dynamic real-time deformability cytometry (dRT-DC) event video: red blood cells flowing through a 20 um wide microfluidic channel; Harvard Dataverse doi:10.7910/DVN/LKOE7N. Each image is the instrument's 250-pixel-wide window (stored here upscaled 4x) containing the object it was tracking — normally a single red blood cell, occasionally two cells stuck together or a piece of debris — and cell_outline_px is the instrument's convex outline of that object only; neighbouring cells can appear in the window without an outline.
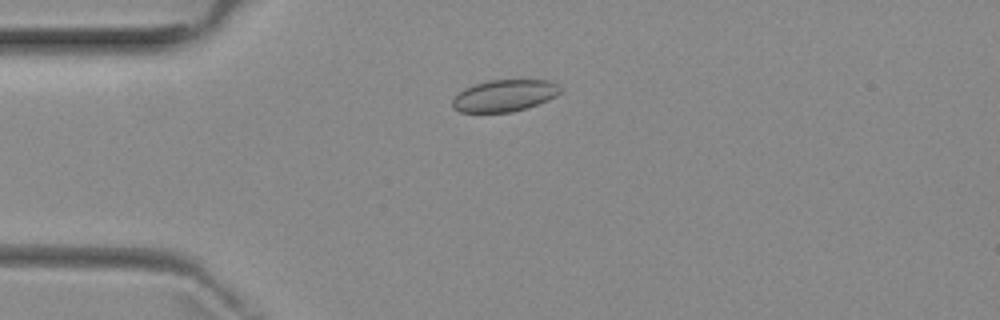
{"species": "common noctule bat (a hibernating species)", "species_latin": "Nyctalus noctula", "temperature_condition": "room temperature", "stored_images_in_passage": 3, "camera_frame_rate_fps": 3000, "um_per_image_px": 0.085, "animal": {"sex": "female", "body_mass_g": 29.2, "forearm_length_mm": 56.3}, "frame": {"image": 1, "passage_image": 2, "time_ms": 1.333, "image_size_px": [1000, 320], "cell_outline_px": [[560, 92], [556, 96], [548, 100], [528, 108], [512, 112], [460, 112], [452, 108], [452, 100], [464, 88], [488, 80], [552, 80], [560, 88]], "centroid_in_image_um": [42.88, 8.13], "position_along_channel_um": 42.1, "area_um2": 20.0}}